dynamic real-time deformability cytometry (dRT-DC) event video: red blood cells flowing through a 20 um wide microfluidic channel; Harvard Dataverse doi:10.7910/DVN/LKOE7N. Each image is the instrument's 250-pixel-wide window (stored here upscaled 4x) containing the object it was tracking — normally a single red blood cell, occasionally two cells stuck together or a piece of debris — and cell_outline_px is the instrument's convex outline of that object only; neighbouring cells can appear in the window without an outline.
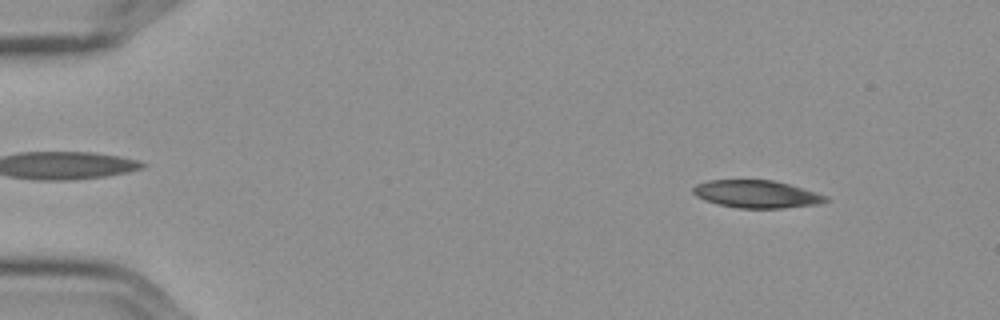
{"species": "Egyptian fruit bat (a non-hibernating species)", "species_latin": "Rousettus aegyptiacus", "temperature_condition": "cold", "stored_images_in_passage": 3, "camera_frame_rate_fps": 3000, "um_per_image_px": 0.085, "frame": {"image": 1, "passage_image": 1, "time_ms": 0.0, "image_size_px": [1000, 320], "cell_outline_px": [[832, 200], [816, 204], [784, 208], [740, 208], [720, 204], [704, 200], [696, 196], [692, 192], [692, 188], [696, 184], [708, 180], [772, 180], [788, 184], [816, 192], [828, 196]], "centroid_in_image_um": [64.31, 16.49], "position_along_channel_um": 20.7, "area_um2": 21.27}}
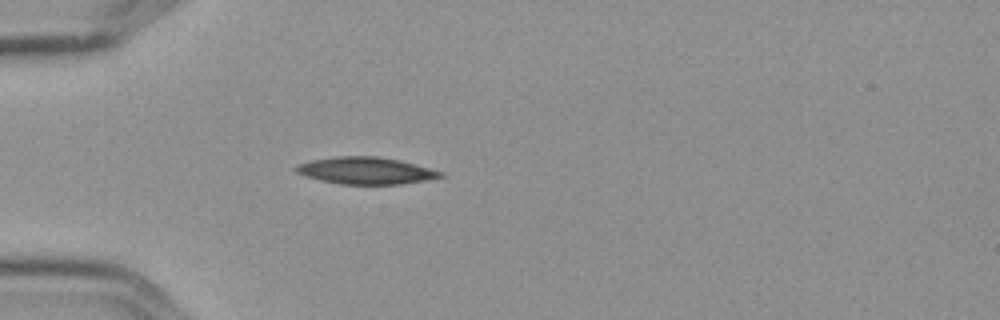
{"frame": {"image": 2, "passage_image": 3, "time_ms": 0.667, "image_size_px": [1000, 320], "cell_outline_px": [[444, 176], [424, 180], [400, 184], [340, 184], [320, 180], [304, 176], [296, 172], [296, 164], [312, 160], [336, 156], [376, 156], [400, 160], [444, 172]], "centroid_in_image_um": [31.07, 14.5], "position_along_channel_um": 53.9, "area_um2": 22.6}}